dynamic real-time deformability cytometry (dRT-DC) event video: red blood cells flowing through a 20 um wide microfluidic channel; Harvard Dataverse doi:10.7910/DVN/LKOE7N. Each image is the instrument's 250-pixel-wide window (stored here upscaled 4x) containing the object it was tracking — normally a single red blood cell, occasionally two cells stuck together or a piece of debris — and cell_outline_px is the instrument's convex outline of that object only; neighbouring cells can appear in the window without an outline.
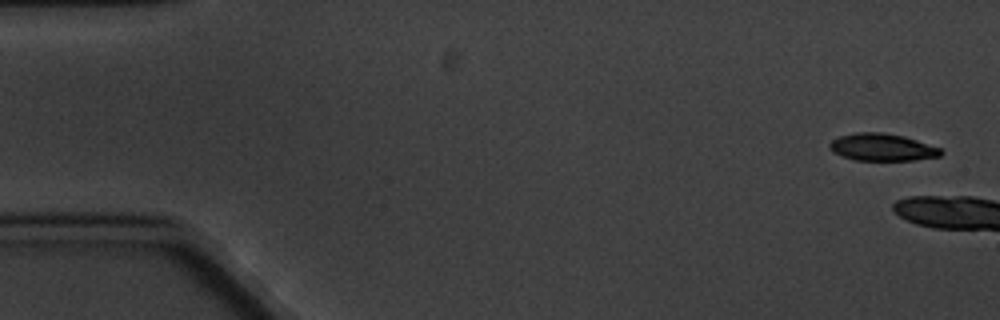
{"species": "common noctule bat (a hibernating species)", "species_latin": "Nyctalus noctula", "temperature_condition": "cold", "stored_images_in_passage": 3, "segment_of_instrument_passage": [2, 2], "camera_frame_rate_fps": 3000, "um_per_image_px": 0.085, "animal": {"sex": "male", "body_mass_g": 20.1, "forearm_length_mm": 53.5}, "frame": {"image": 1, "passage_image": 3, "time_ms": 2.333, "image_size_px": [1000, 320], "cell_outline_px": [[944, 152], [940, 156], [912, 160], [852, 160], [832, 152], [828, 148], [828, 144], [832, 140], [840, 136], [856, 132], [880, 132], [904, 136], [940, 148]], "centroid_in_image_um": [74.94, 12.52], "position_along_channel_um": 10.1, "area_um2": 17.69}}